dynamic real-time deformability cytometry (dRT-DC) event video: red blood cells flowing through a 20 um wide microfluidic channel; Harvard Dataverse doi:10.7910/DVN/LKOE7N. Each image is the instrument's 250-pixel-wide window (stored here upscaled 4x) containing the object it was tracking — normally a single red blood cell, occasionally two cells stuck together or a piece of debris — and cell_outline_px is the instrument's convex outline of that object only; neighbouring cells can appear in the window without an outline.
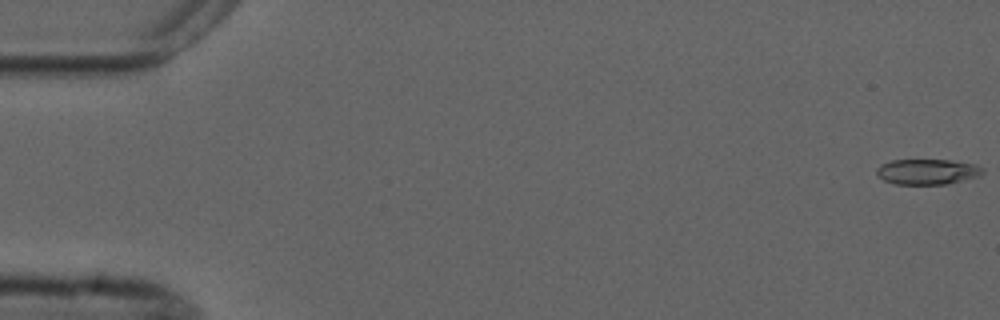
{"species": "common noctule bat (a hibernating species)", "species_latin": "Nyctalus noctula", "temperature_condition": "cold", "stored_images_in_passage": 5, "camera_frame_rate_fps": 3000, "um_per_image_px": 0.085, "animal": {"sex": "male", "forearm_length_mm": 52.5}, "frame": {"image": 1, "passage_image": 1, "time_ms": 0.0, "image_size_px": [1000, 320], "cell_outline_px": [[984, 172], [980, 176], [964, 180], [944, 184], [896, 184], [884, 180], [876, 172], [876, 168], [880, 164], [892, 160], [952, 160], [976, 164], [984, 168]], "centroid_in_image_um": [78.86, 14.59], "position_along_channel_um": 6.1, "area_um2": 15.78}}
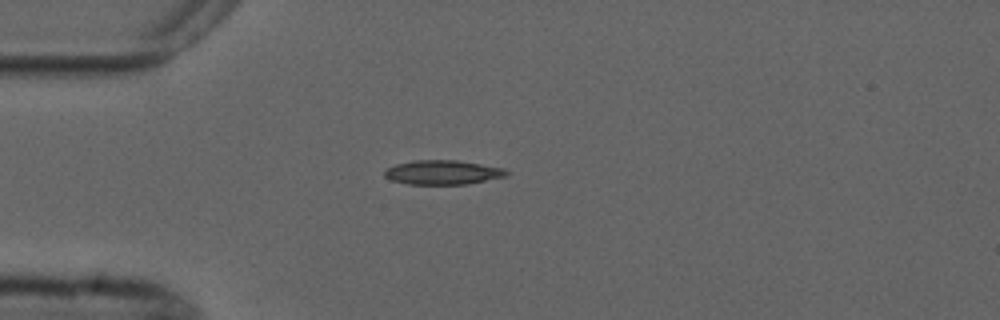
{"frame": {"image": 2, "passage_image": 5, "time_ms": 4.667, "image_size_px": [1000, 320], "cell_outline_px": [[508, 176], [468, 184], [408, 184], [392, 180], [384, 176], [384, 172], [388, 168], [396, 164], [412, 160], [456, 160], [504, 168], [508, 172]], "centroid_in_image_um": [37.64, 14.65], "position_along_channel_um": 47.4, "area_um2": 17.22}}